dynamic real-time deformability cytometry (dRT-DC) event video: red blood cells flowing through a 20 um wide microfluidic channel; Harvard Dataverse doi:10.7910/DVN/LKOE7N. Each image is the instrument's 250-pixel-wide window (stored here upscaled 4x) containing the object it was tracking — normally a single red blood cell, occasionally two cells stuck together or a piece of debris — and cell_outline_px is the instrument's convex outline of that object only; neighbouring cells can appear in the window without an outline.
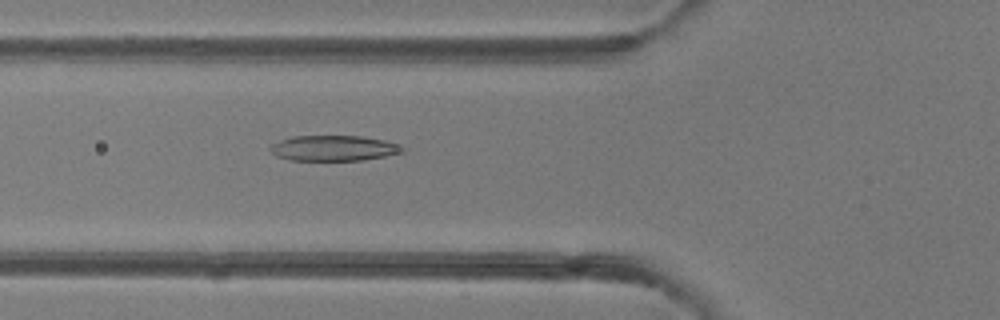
{"species": "common noctule bat (a hibernating species)", "species_latin": "Nyctalus noctula", "temperature_condition": "room temperature", "stored_images_in_passage": 40, "camera_frame_rate_fps": 3000, "um_per_image_px": 0.085, "animal": {"sex": "female"}, "frame": {"image": 1, "passage_image": 9, "time_ms": 2.667, "image_size_px": [1000, 320], "cell_outline_px": [[404, 152], [364, 160], [288, 160], [276, 156], [268, 148], [272, 144], [280, 140], [292, 136], [364, 136], [384, 140], [396, 144], [404, 148]], "centroid_in_image_um": [28.33, 12.59], "position_along_channel_um": 97.5, "area_um2": 19.59}}
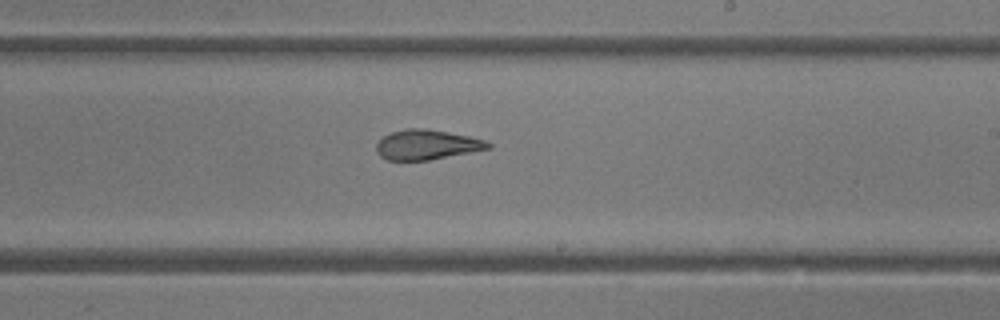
{"frame": {"image": 2, "passage_image": 20, "time_ms": 6.333, "image_size_px": [1000, 320], "cell_outline_px": [[492, 148], [428, 160], [388, 160], [380, 156], [376, 152], [376, 144], [384, 136], [392, 132], [404, 128], [424, 128], [448, 132], [468, 136], [484, 140], [492, 144]], "centroid_in_image_um": [36.26, 12.3], "position_along_channel_um": 252.7, "area_um2": 19.36}}
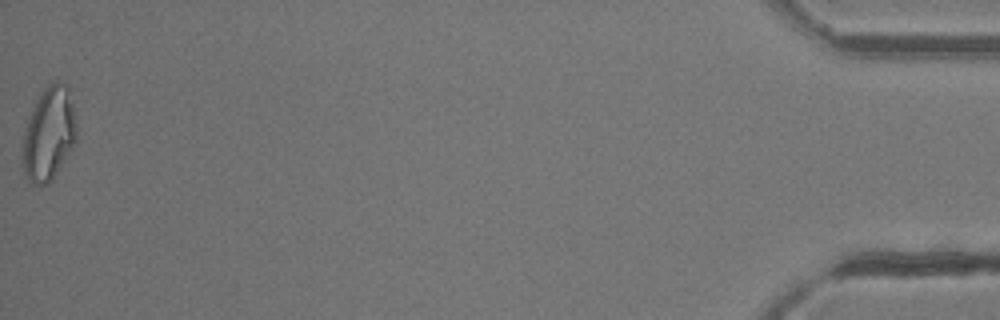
{"frame": {"image": 3, "passage_image": 40, "time_ms": 13.0, "image_size_px": [1000, 320], "cell_outline_px": [[76, 140], [72, 148], [52, 180], [48, 184], [32, 184], [28, 180], [24, 172], [24, 128], [36, 100], [44, 88], [52, 80], [60, 80], [68, 84], [76, 124]], "centroid_in_image_um": [4.17, 11.33], "position_along_channel_um": 431.0, "area_um2": 29.19}, "authors_computed_cell_mechanics": {"area_um2": 21.2704, "velocity_mm_per_s": 4.2131, "shape_relaxation_time_tau1_ms": null, "shape_relaxation_time_tau2_ms": 1.0721, "deformation_change_tau1": null, "deformation_change_tau2": 0.0882}}